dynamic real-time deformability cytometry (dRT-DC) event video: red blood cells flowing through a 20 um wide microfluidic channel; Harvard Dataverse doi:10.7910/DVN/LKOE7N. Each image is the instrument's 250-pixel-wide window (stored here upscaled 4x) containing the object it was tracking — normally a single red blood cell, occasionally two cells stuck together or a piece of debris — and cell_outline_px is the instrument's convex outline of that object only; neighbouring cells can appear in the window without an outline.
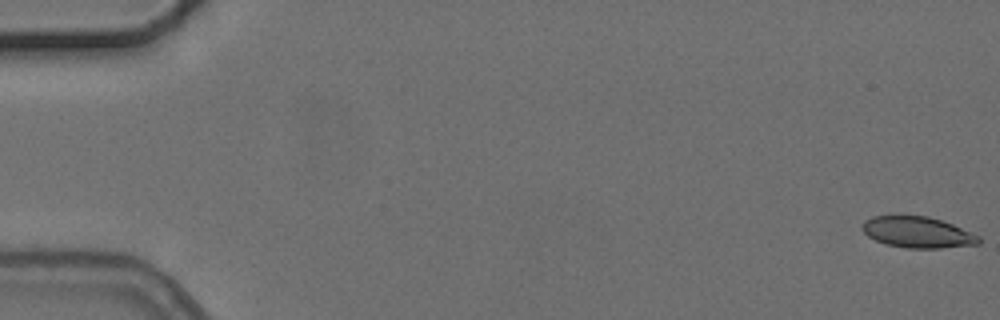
{"species": "common noctule bat (a hibernating species)", "species_latin": "Nyctalus noctula", "temperature_condition": "cold", "stored_images_in_passage": 8, "camera_frame_rate_fps": 3000, "um_per_image_px": 0.085, "animal": {"sex": "female", "body_mass_g": 24.6, "forearm_length_mm": 56.2}, "frame": {"image": 1, "passage_image": 1, "time_ms": 0.0, "image_size_px": [1000, 320], "cell_outline_px": [[980, 244], [940, 248], [908, 248], [888, 244], [876, 240], [868, 236], [860, 228], [860, 224], [864, 220], [872, 216], [900, 212], [928, 216], [952, 224], [980, 236]], "centroid_in_image_um": [77.92, 19.68], "position_along_channel_um": 7.1, "area_um2": 21.85}}
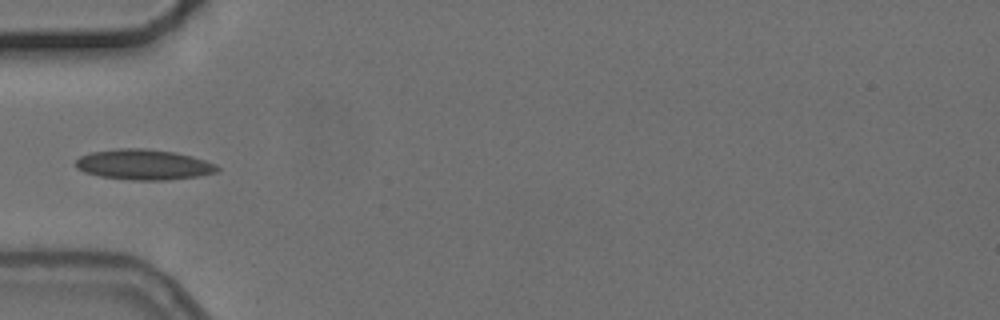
{"frame": {"image": 2, "passage_image": 5, "time_ms": 6.0, "image_size_px": [1000, 320], "cell_outline_px": [[220, 168], [216, 172], [196, 176], [168, 180], [132, 180], [100, 176], [84, 172], [76, 168], [76, 160], [80, 156], [92, 152], [120, 148], [144, 148], [176, 152], [192, 156], [216, 164]], "centroid_in_image_um": [12.21, 13.98], "position_along_channel_um": 72.8, "area_um2": 25.03}}
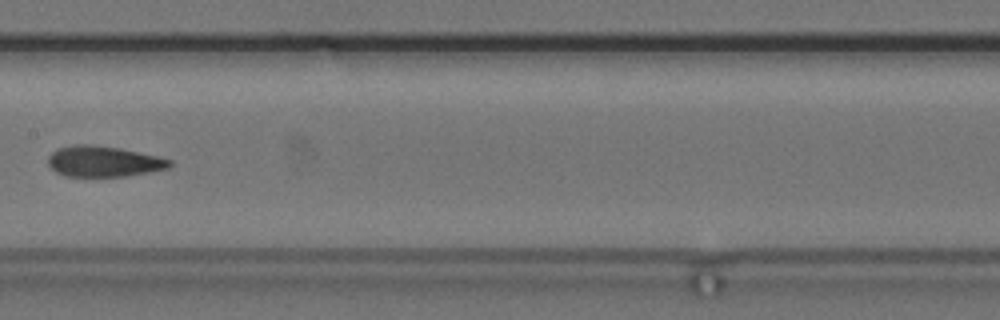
{"frame": {"image": 3, "passage_image": 8, "time_ms": 9.333, "image_size_px": [1000, 320], "cell_outline_px": [[172, 164], [168, 168], [148, 172], [124, 176], [64, 176], [56, 172], [48, 164], [48, 156], [56, 148], [72, 144], [92, 144], [120, 148], [156, 156], [172, 160]], "centroid_in_image_um": [8.76, 13.71], "position_along_channel_um": 198.6, "area_um2": 21.79}}